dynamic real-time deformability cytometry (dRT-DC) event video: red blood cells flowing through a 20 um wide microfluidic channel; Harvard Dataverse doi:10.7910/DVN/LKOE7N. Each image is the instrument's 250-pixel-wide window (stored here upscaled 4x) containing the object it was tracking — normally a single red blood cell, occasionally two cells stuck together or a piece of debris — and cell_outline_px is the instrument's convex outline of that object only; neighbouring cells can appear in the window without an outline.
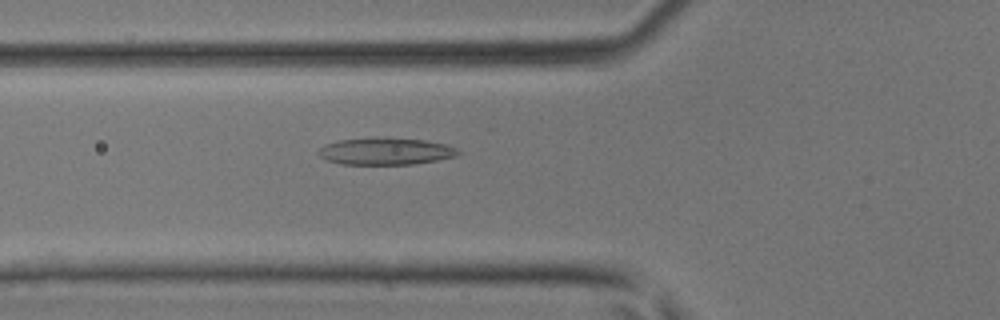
{"species": "common noctule bat (a hibernating species)", "species_latin": "Nyctalus noctula", "temperature_condition": "room temperature", "stored_images_in_passage": 46, "camera_frame_rate_fps": 3000, "um_per_image_px": 0.085, "animal": {"sex": "male", "body_mass_g": 17.9, "forearm_length_mm": 54.2}, "frame": {"image": 1, "passage_image": 17, "time_ms": 5.333, "image_size_px": [1000, 320], "cell_outline_px": [[460, 152], [456, 156], [436, 160], [412, 164], [340, 164], [328, 160], [320, 156], [316, 152], [324, 144], [336, 140], [384, 136], [424, 140], [448, 144], [456, 148]], "centroid_in_image_um": [32.75, 12.83], "position_along_channel_um": 93.0, "area_um2": 22.31}}
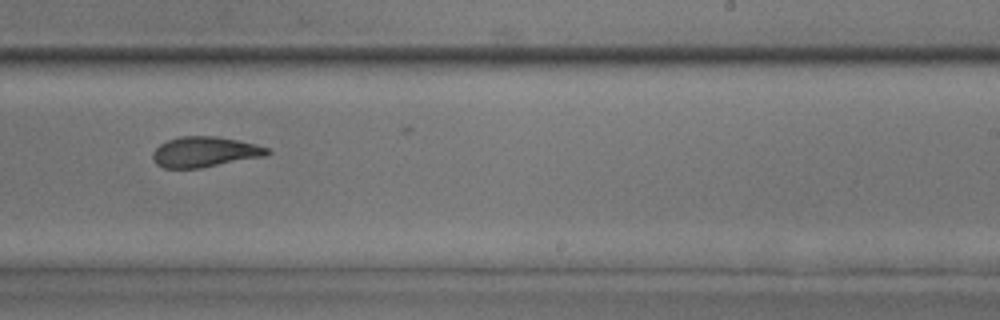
{"frame": {"image": 2, "passage_image": 29, "time_ms": 9.333, "image_size_px": [1000, 320], "cell_outline_px": [[272, 152], [264, 156], [200, 168], [164, 168], [156, 164], [152, 156], [152, 152], [160, 144], [168, 140], [180, 136], [216, 136], [256, 144], [268, 148]], "centroid_in_image_um": [17.39, 12.91], "position_along_channel_um": 271.6, "area_um2": 20.17}}
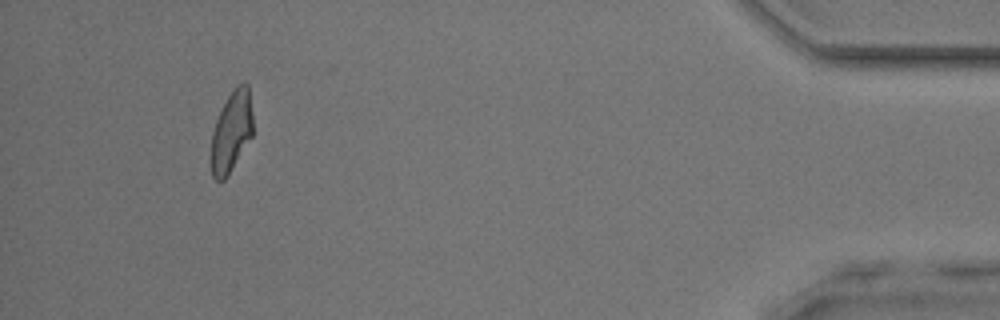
{"frame": {"image": 3, "passage_image": 43, "time_ms": 14.0, "image_size_px": [1000, 320], "cell_outline_px": [[252, 136], [228, 176], [224, 180], [216, 180], [212, 176], [212, 132], [216, 120], [228, 96], [236, 84], [244, 80], [248, 84], [252, 112]], "centroid_in_image_um": [19.69, 11.15], "position_along_channel_um": 415.5, "area_um2": 19.59}}